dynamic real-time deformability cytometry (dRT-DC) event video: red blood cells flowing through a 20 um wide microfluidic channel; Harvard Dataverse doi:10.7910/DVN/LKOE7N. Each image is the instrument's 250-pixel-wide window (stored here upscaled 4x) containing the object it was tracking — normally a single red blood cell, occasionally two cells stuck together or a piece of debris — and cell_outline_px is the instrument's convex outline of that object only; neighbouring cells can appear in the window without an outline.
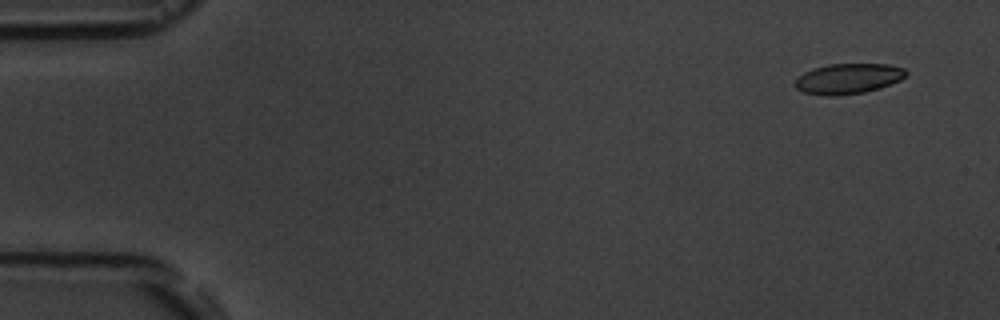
{"species": "common noctule bat (a hibernating species)", "species_latin": "Nyctalus noctula", "temperature_condition": "room temperature", "stored_images_in_passage": 4, "camera_frame_rate_fps": 3000, "um_per_image_px": 0.085, "animal": {"sex": "male", "body_mass_g": 19.5, "forearm_length_mm": 54.6}, "frame": {"image": 1, "passage_image": 1, "time_ms": 0.0, "image_size_px": [1000, 320], "cell_outline_px": [[908, 72], [900, 80], [880, 88], [864, 92], [836, 96], [824, 96], [804, 92], [796, 88], [792, 84], [804, 72], [812, 68], [828, 64], [888, 64], [904, 68]], "centroid_in_image_um": [72.07, 6.69], "position_along_channel_um": 12.9, "area_um2": 19.71}}
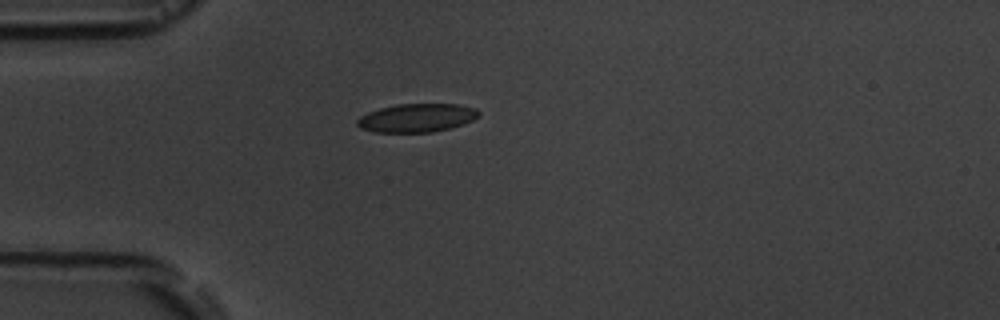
{"frame": {"image": 2, "passage_image": 4, "time_ms": 4.0, "image_size_px": [1000, 320], "cell_outline_px": [[480, 116], [472, 120], [448, 128], [432, 132], [376, 132], [360, 128], [356, 124], [356, 120], [360, 116], [368, 112], [380, 108], [396, 104], [460, 104], [476, 108], [480, 112]], "centroid_in_image_um": [35.41, 10.01], "position_along_channel_um": 49.6, "area_um2": 20.11}}